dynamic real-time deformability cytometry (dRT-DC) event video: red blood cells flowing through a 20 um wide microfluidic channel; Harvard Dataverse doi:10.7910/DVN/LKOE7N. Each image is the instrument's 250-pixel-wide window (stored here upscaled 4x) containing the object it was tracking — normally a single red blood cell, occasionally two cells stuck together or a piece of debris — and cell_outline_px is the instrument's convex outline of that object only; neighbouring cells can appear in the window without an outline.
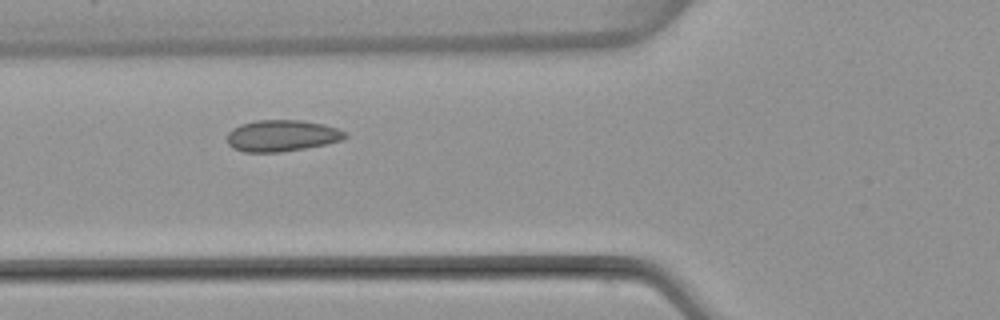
{"species": "common noctule bat (a hibernating species)", "species_latin": "Nyctalus noctula", "temperature_condition": "warm", "stored_images_in_passage": 6, "camera_frame_rate_fps": 3000, "um_per_image_px": 0.085, "animal": {"sex": "female", "body_mass_g": 22.7, "forearm_length_mm": 54.2}, "frame": {"image": 1, "passage_image": 4, "time_ms": 3.667, "image_size_px": [1000, 320], "cell_outline_px": [[348, 136], [344, 140], [304, 148], [280, 152], [244, 152], [232, 148], [228, 144], [228, 132], [240, 124], [256, 120], [300, 120], [324, 124], [348, 132]], "centroid_in_image_um": [23.97, 11.53], "position_along_channel_um": 101.8, "area_um2": 21.68}}
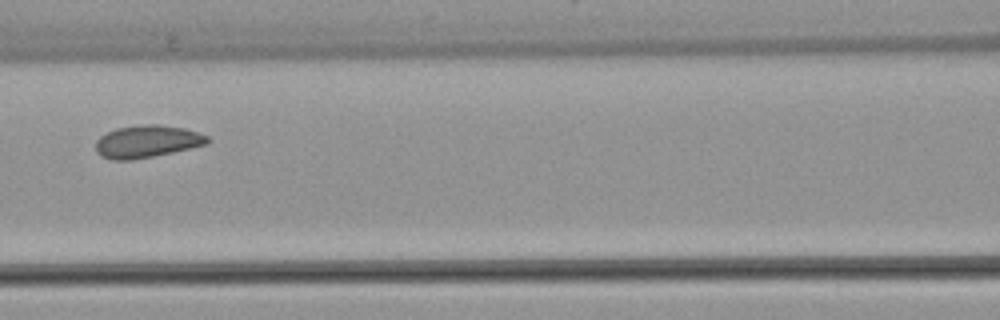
{"frame": {"image": 2, "passage_image": 5, "time_ms": 5.0, "image_size_px": [1000, 320], "cell_outline_px": [[212, 140], [208, 144], [172, 152], [132, 160], [112, 160], [100, 156], [96, 152], [96, 140], [100, 136], [116, 128], [144, 124], [156, 124], [184, 128], [208, 136]], "centroid_in_image_um": [12.49, 12.03], "position_along_channel_um": 154.1, "area_um2": 21.1}}
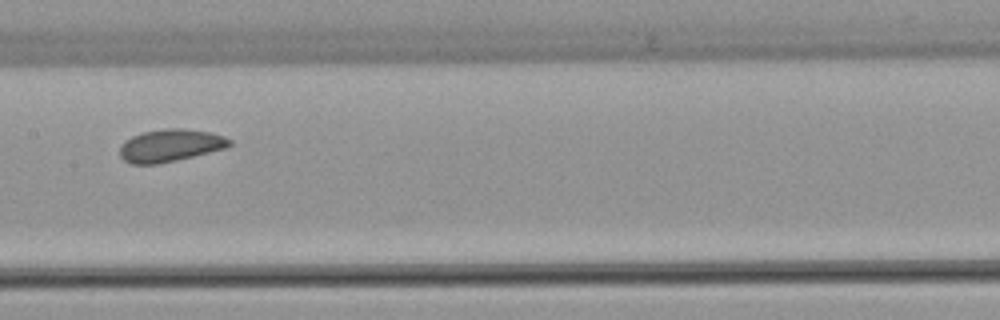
{"frame": {"image": 3, "passage_image": 6, "time_ms": 6.0, "image_size_px": [1000, 320], "cell_outline_px": [[232, 144], [228, 148], [160, 164], [132, 164], [124, 160], [120, 156], [120, 144], [132, 136], [144, 132], [164, 128], [184, 128], [208, 132], [224, 136], [232, 140]], "centroid_in_image_um": [14.49, 12.37], "position_along_channel_um": 192.9, "area_um2": 20.92}}